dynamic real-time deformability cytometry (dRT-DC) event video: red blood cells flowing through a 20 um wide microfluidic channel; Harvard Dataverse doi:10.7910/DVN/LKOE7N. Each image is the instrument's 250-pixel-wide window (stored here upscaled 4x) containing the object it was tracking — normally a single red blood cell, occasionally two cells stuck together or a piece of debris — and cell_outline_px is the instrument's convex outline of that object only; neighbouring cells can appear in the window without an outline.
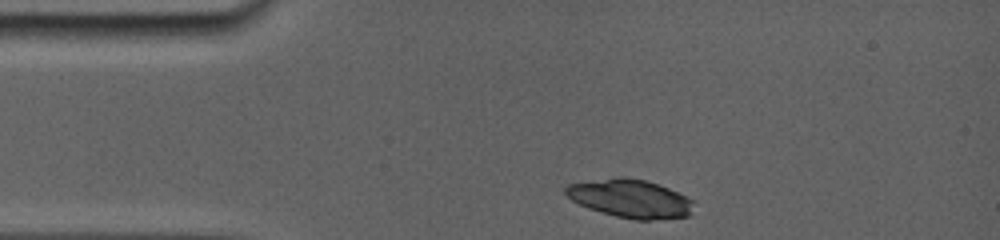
{"species": "common noctule bat (a hibernating species)", "species_latin": "Nyctalus noctula", "temperature_condition": "room temperature", "stored_images_in_passage": 8, "camera_frame_rate_fps": 5000, "um_per_image_px": 0.085, "animal": {"sex": "female", "body_mass_g": 19.0, "forearm_length_mm": 56.7}, "frame": {"image": 1, "passage_image": 1, "time_ms": 0.0, "image_size_px": [1000, 240], "cell_outline_px": [[692, 216], [652, 220], [636, 220], [616, 216], [600, 212], [588, 208], [572, 200], [564, 192], [564, 188], [568, 184], [616, 176], [624, 176], [644, 180], [668, 188], [688, 196], [692, 200]], "centroid_in_image_um": [53.58, 16.88], "position_along_channel_um": 31.4, "area_um2": 28.73}}